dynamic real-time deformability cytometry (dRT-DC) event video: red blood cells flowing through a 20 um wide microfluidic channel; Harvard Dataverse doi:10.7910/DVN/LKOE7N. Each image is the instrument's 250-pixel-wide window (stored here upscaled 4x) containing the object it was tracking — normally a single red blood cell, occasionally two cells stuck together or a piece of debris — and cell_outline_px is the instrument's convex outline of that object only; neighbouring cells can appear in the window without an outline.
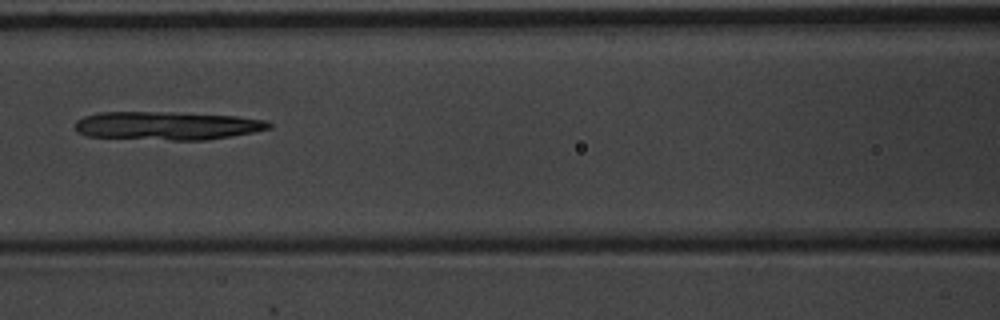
{"species": "common noctule bat (a hibernating species)", "species_latin": "Nyctalus noctula", "temperature_condition": "warm", "stored_images_in_passage": 8, "camera_frame_rate_fps": 3000, "um_per_image_px": 0.085, "animal": {"sex": "male", "body_mass_g": 20.1, "forearm_length_mm": 53.5}, "frame": {"image": 1, "passage_image": 8, "time_ms": 2.333, "image_size_px": [1000, 320], "cell_outline_px": [[272, 128], [232, 136], [208, 140], [172, 140], [88, 136], [76, 132], [76, 120], [84, 116], [96, 112], [172, 112], [236, 116], [264, 120], [272, 124]], "centroid_in_image_um": [14.19, 10.68], "position_along_channel_um": 152.4, "area_um2": 32.02}}